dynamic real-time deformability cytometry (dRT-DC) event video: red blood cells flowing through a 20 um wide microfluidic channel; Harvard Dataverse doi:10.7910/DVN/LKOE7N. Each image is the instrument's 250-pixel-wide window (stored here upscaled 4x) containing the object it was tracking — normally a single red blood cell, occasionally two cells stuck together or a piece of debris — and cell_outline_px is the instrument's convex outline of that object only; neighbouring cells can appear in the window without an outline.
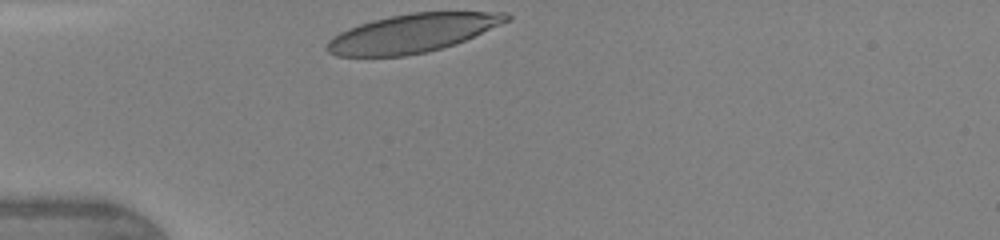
{"species": "human", "species_latin": "Homo sapiens", "temperature_condition": "warm", "stored_images_in_passage": 26, "camera_frame_rate_fps": 3000, "um_per_image_px": 0.085, "donor": {"sex": "female"}, "frame": {"image": 1, "passage_image": 1, "time_ms": 0.0, "image_size_px": [1000, 240], "cell_outline_px": [[512, 16], [508, 20], [500, 24], [464, 40], [428, 52], [404, 56], [336, 56], [328, 52], [324, 48], [324, 44], [332, 36], [348, 28], [372, 20], [412, 12], [508, 12]], "centroid_in_image_um": [34.99, 2.82], "position_along_channel_um": 50.0, "area_um2": 40.0}}
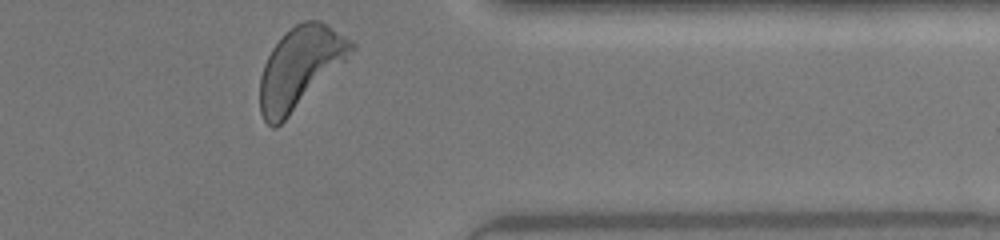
{"frame": {"image": 2, "passage_image": 26, "time_ms": 8.333, "image_size_px": [1000, 240], "cell_outline_px": [[356, 48], [276, 128], [272, 128], [264, 120], [260, 112], [260, 76], [264, 64], [272, 48], [296, 24], [304, 20], [320, 20], [328, 24], [356, 44]], "centroid_in_image_um": [25.47, 5.72], "position_along_channel_um": 385.9, "area_um2": 41.85}, "authors_computed_cell_mechanics": {"area_um2": 41.1247, "velocity_mm_per_s": 4.3452, "shape_relaxation_time_tau1_ms": 2.4336, "shape_relaxation_time_tau2_ms": 0.6468, "deformation_change_tau1": 0.1273, "deformation_change_tau2": 0.0648}}